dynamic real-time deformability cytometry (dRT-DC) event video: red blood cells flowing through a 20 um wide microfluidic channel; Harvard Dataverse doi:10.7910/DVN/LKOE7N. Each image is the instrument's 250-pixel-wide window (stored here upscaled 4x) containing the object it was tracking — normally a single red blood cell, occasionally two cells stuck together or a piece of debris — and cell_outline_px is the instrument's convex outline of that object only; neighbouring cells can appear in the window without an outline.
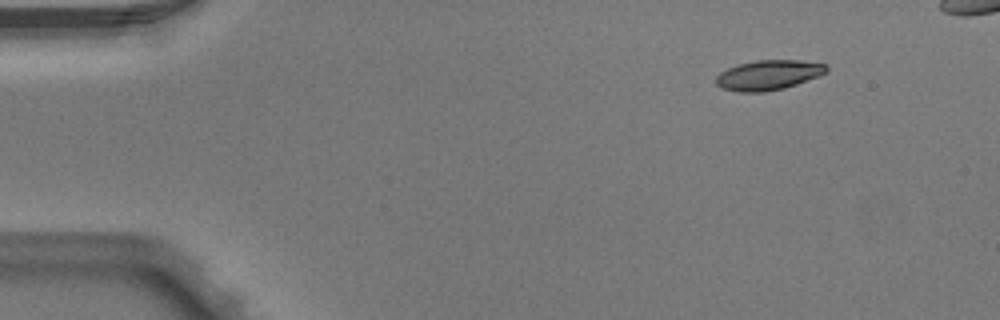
{"species": "Egyptian fruit bat (a non-hibernating species)", "species_latin": "Rousettus aegyptiacus", "temperature_condition": "warm", "stored_images_in_passage": 4, "camera_frame_rate_fps": 3000, "um_per_image_px": 0.085, "animal": {"sex": "male"}, "frame": {"image": 1, "passage_image": 1, "time_ms": 0.0, "image_size_px": [1000, 320], "cell_outline_px": [[828, 72], [820, 76], [784, 88], [764, 92], [736, 92], [720, 88], [716, 84], [716, 76], [720, 72], [728, 68], [740, 64], [756, 60], [800, 60], [828, 64]], "centroid_in_image_um": [65.33, 6.38], "position_along_channel_um": 19.7, "area_um2": 19.42}}